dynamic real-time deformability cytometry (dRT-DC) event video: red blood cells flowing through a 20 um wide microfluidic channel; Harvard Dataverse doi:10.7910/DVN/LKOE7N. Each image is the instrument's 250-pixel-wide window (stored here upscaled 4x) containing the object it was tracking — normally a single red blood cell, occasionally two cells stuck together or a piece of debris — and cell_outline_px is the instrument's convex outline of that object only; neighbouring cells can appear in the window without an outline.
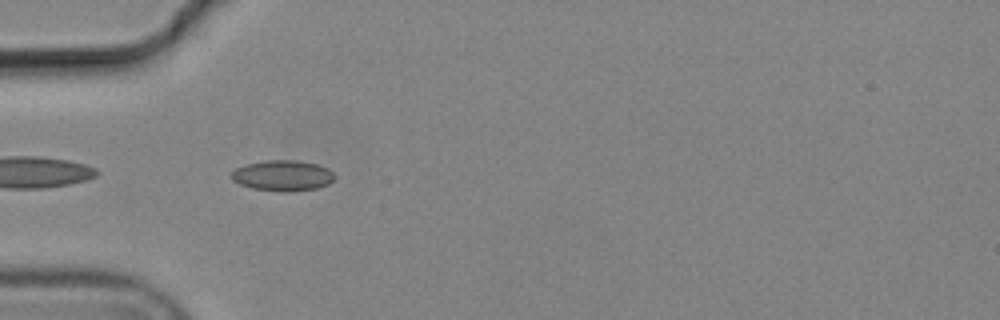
{"species": "common noctule bat (a hibernating species)", "species_latin": "Nyctalus noctula", "temperature_condition": "cold", "stored_images_in_passage": 5, "camera_frame_rate_fps": 3000, "um_per_image_px": 0.085, "animal": {"sex": "male", "body_mass_g": 19.2, "forearm_length_mm": 51.8}, "frame": {"image": 1, "passage_image": 4, "time_ms": 1.0, "image_size_px": [1000, 320], "cell_outline_px": [[336, 176], [328, 184], [316, 188], [288, 192], [284, 192], [252, 188], [240, 184], [232, 180], [228, 176], [236, 168], [248, 164], [268, 160], [300, 160], [316, 164], [328, 168]], "centroid_in_image_um": [24.02, 14.92], "position_along_channel_um": 61.0, "area_um2": 18.44}}